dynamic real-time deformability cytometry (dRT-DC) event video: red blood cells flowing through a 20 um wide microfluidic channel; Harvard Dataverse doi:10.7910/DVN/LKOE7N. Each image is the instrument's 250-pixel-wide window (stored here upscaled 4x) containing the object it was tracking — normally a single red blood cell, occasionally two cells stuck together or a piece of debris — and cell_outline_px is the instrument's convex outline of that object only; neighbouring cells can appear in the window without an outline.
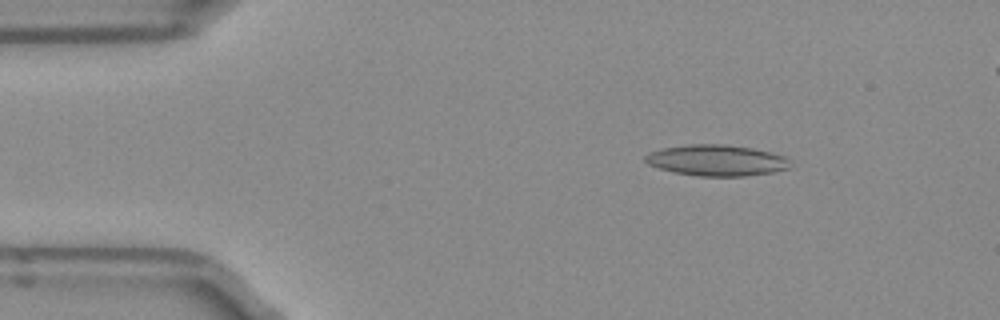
{"species": "Egyptian fruit bat (a non-hibernating species)", "species_latin": "Rousettus aegyptiacus", "temperature_condition": "room temperature", "stored_images_in_passage": 4, "camera_frame_rate_fps": 3000, "um_per_image_px": 0.085, "frame": {"image": 1, "passage_image": 1, "time_ms": 0.0, "image_size_px": [1000, 320], "cell_outline_px": [[792, 168], [772, 172], [744, 176], [696, 176], [676, 172], [660, 168], [648, 164], [644, 160], [644, 156], [652, 152], [664, 148], [688, 144], [724, 144], [752, 148], [784, 156], [788, 160]], "centroid_in_image_um": [60.92, 13.63], "position_along_channel_um": 24.1, "area_um2": 26.01}}